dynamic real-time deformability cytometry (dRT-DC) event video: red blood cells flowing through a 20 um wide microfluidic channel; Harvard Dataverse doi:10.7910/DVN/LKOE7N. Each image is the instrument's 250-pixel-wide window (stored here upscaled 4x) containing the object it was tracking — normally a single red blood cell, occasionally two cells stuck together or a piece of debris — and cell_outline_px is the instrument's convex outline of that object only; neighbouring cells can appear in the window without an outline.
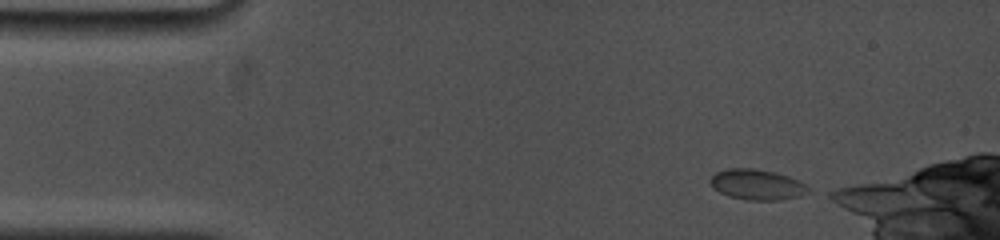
{"species": "common noctule bat (a hibernating species)", "species_latin": "Nyctalus noctula", "temperature_condition": "cold", "stored_images_in_passage": 26, "camera_frame_rate_fps": 5000, "um_per_image_px": 0.085, "animal": {"sex": "female", "body_mass_g": 19.0, "forearm_length_mm": 53.3}, "frame": {"image": 1, "passage_image": 1, "time_ms": 0.0, "image_size_px": [1000, 240], "cell_outline_px": [[812, 192], [800, 196], [780, 200], [744, 200], [728, 196], [712, 188], [708, 180], [716, 172], [728, 168], [752, 168], [776, 172], [788, 176], [812, 188]], "centroid_in_image_um": [64.35, 15.7], "position_along_channel_um": 20.7, "area_um2": 17.69}}
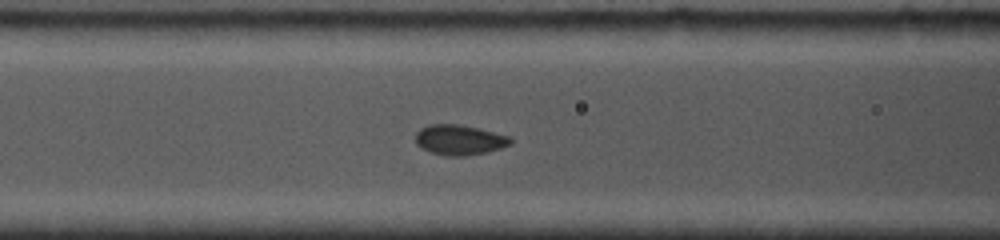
{"frame": {"image": 2, "passage_image": 15, "time_ms": 4.8, "image_size_px": [1000, 240], "cell_outline_px": [[512, 144], [488, 152], [464, 156], [448, 156], [428, 152], [420, 148], [416, 144], [416, 132], [420, 128], [428, 124], [460, 124], [480, 128], [512, 136]], "centroid_in_image_um": [39.06, 11.88], "position_along_channel_um": 127.5, "area_um2": 17.11}}
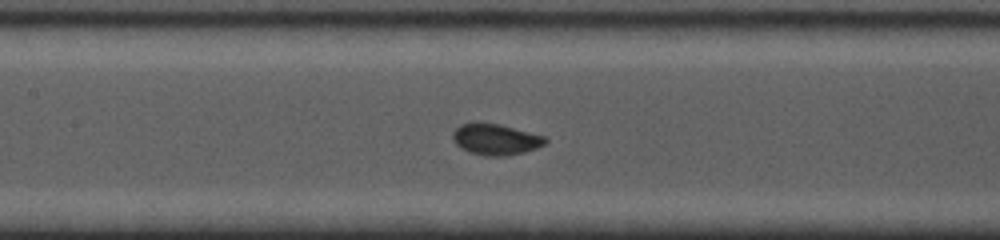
{"frame": {"image": 3, "passage_image": 21, "time_ms": 5.8, "image_size_px": [1000, 240], "cell_outline_px": [[548, 140], [544, 144], [536, 148], [524, 152], [504, 156], [484, 156], [468, 152], [460, 148], [452, 140], [452, 132], [460, 124], [472, 120], [476, 120], [500, 124], [548, 136]], "centroid_in_image_um": [42.09, 11.81], "position_along_channel_um": 165.3, "area_um2": 17.46}}